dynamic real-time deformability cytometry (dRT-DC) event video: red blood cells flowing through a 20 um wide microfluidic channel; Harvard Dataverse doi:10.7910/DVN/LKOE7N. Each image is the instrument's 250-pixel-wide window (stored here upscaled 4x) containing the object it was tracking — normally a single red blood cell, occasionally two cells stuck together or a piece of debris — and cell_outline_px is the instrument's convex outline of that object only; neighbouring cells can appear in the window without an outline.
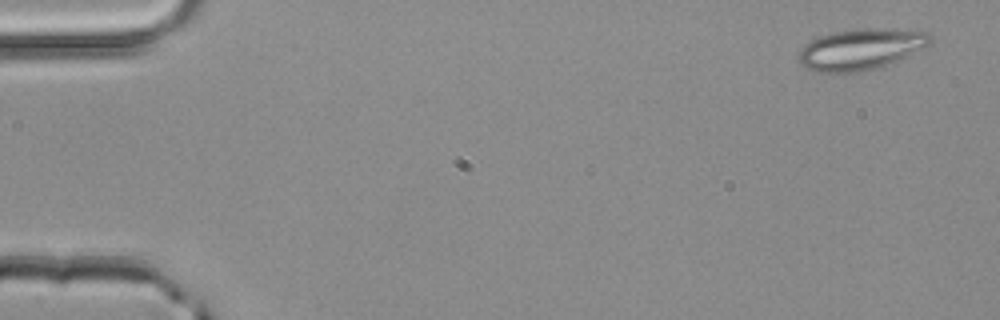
{"species": "common noctule bat (a hibernating species)", "species_latin": "Nyctalus noctula", "temperature_condition": "room temperature", "stored_images_in_passage": 36, "camera_frame_rate_fps": 3000, "um_per_image_px": 0.085, "animal": {"sex": "male", "body_mass_g": 20.4}, "frame": {"image": 1, "passage_image": 3, "time_ms": 0.667, "image_size_px": [1000, 320], "cell_outline_px": [[932, 40], [928, 44], [888, 64], [864, 72], [820, 72], [804, 68], [800, 64], [800, 48], [812, 40], [820, 36], [836, 32], [872, 28], [876, 28], [928, 32]], "centroid_in_image_um": [73.12, 4.2], "position_along_channel_um": 11.9, "area_um2": 30.63}}